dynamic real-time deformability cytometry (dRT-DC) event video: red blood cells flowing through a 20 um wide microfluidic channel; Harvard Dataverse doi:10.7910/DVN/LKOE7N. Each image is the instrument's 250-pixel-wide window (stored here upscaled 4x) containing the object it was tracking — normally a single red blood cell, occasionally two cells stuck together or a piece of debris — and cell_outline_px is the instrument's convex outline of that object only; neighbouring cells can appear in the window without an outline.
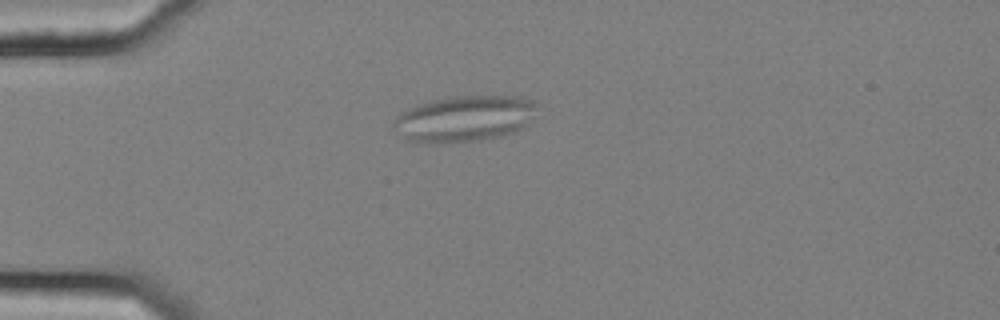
{"species": "common noctule bat (a hibernating species)", "species_latin": "Nyctalus noctula", "temperature_condition": "cold", "stored_images_in_passage": 44, "camera_frame_rate_fps": 3000, "um_per_image_px": 0.085, "animal": {"sex": "female", "body_mass_g": 25.1}, "frame": {"image": 1, "passage_image": 3, "time_ms": 0.667, "image_size_px": [1000, 320], "cell_outline_px": [[540, 104], [528, 124], [516, 132], [504, 136], [480, 140], [448, 144], [416, 144], [404, 140], [392, 128], [392, 124], [396, 116], [400, 112], [416, 104], [432, 100], [456, 96], [520, 96], [536, 100]], "centroid_in_image_um": [39.45, 10.11], "position_along_channel_um": 45.6, "area_um2": 39.88}}
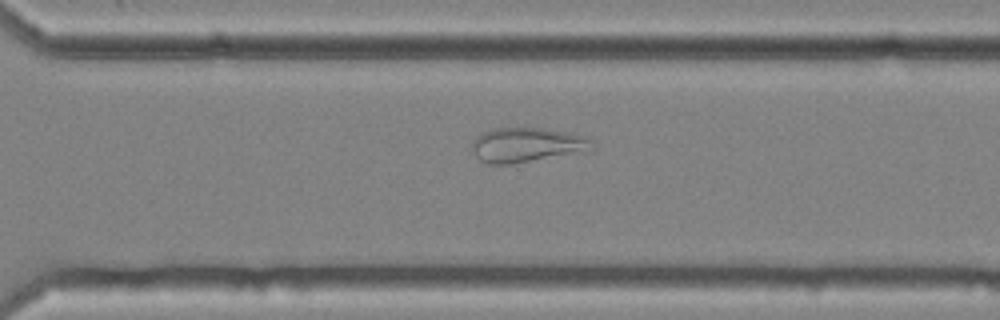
{"frame": {"image": 2, "passage_image": 28, "time_ms": 9.0, "image_size_px": [1000, 320], "cell_outline_px": [[592, 152], [512, 164], [488, 164], [480, 160], [472, 152], [472, 140], [480, 132], [492, 128], [544, 128], [588, 136], [592, 140]], "centroid_in_image_um": [44.82, 12.33], "position_along_channel_um": 325.8, "area_um2": 24.97}}
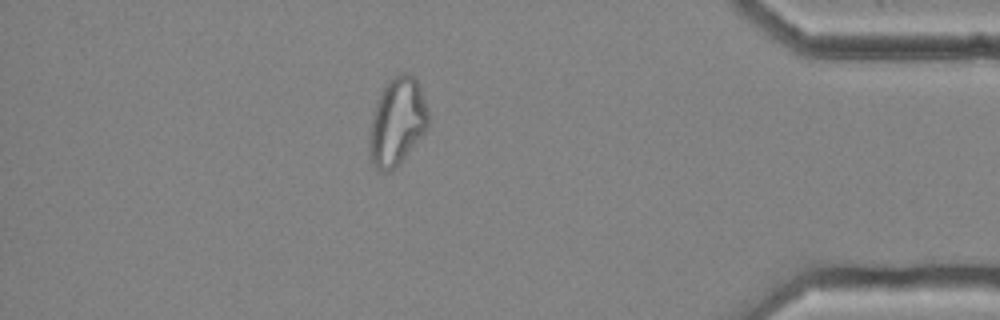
{"frame": {"image": 3, "passage_image": 37, "time_ms": 12.0, "image_size_px": [1000, 320], "cell_outline_px": [[428, 124], [424, 132], [404, 156], [388, 172], [380, 172], [376, 168], [372, 160], [368, 148], [368, 136], [372, 116], [380, 92], [388, 80], [392, 76], [400, 72], [408, 72], [416, 80], [420, 88], [428, 112]], "centroid_in_image_um": [33.72, 10.3], "position_along_channel_um": 401.5, "area_um2": 29.59}, "authors_computed_cell_mechanics": {"area_um2": 28.611, "velocity_mm_per_s": 3.6511, "shape_relaxation_time_tau1_ms": null, "shape_relaxation_time_tau2_ms": 3.6347, "deformation_change_tau1": null, "deformation_change_tau2": 0.1195}}